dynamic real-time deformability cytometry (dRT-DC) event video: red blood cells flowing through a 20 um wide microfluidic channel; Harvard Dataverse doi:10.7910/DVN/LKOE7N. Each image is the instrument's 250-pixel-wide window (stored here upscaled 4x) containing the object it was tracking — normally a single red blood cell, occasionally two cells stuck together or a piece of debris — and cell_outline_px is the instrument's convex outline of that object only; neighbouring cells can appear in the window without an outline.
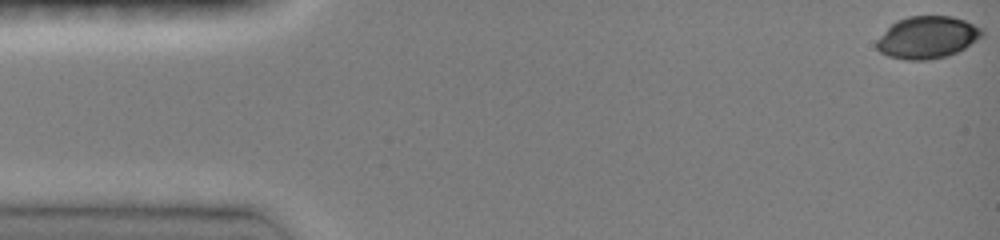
{"species": "common noctule bat (a hibernating species)", "species_latin": "Nyctalus noctula", "temperature_condition": "room temperature", "stored_images_in_passage": 42, "camera_frame_rate_fps": 3000, "um_per_image_px": 0.085, "animal": {"sex": "female", "body_mass_g": 19.0, "forearm_length_mm": 51.5}, "frame": {"image": 1, "passage_image": 1, "time_ms": 0.0, "image_size_px": [1000, 240], "cell_outline_px": [[984, 36], [964, 48], [948, 56], [928, 60], [904, 60], [888, 56], [880, 52], [876, 48], [876, 40], [896, 20], [908, 16], [952, 16], [964, 20], [984, 28]], "centroid_in_image_um": [78.84, 3.18], "position_along_channel_um": 6.2, "area_um2": 26.13}}
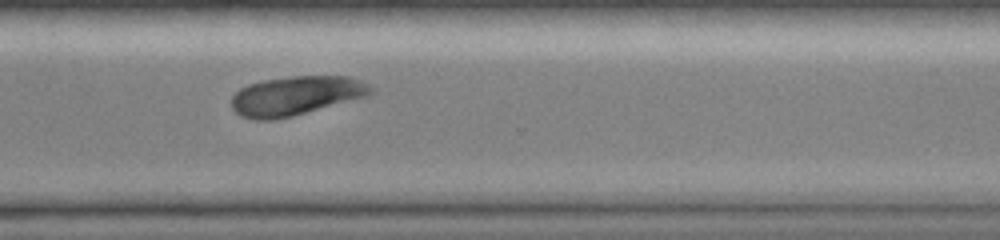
{"frame": {"image": 2, "passage_image": 32, "time_ms": 11.333, "image_size_px": [1000, 240], "cell_outline_px": [[376, 88], [368, 96], [292, 116], [272, 120], [256, 120], [240, 116], [232, 108], [232, 96], [240, 88], [248, 84], [264, 80], [292, 76], [348, 76], [360, 80]], "centroid_in_image_um": [25.16, 8.13], "position_along_channel_um": 345.4, "area_um2": 31.79}}
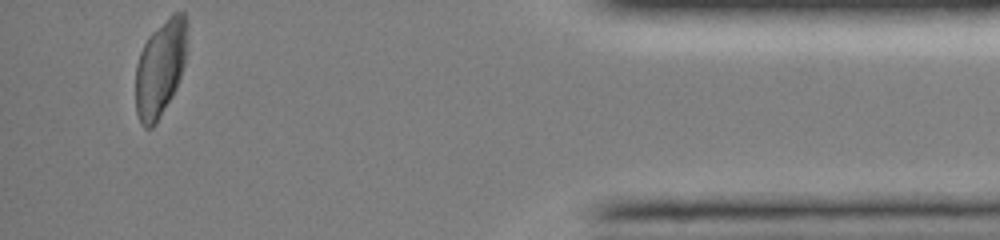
{"frame": {"image": 3, "passage_image": 41, "time_ms": 14.333, "image_size_px": [1000, 240], "cell_outline_px": [[188, 24], [184, 64], [176, 88], [172, 96], [156, 124], [152, 128], [144, 128], [140, 124], [136, 112], [136, 64], [140, 52], [148, 36], [172, 12], [184, 12], [188, 16]], "centroid_in_image_um": [13.63, 5.77], "position_along_channel_um": 421.6, "area_um2": 29.3}}